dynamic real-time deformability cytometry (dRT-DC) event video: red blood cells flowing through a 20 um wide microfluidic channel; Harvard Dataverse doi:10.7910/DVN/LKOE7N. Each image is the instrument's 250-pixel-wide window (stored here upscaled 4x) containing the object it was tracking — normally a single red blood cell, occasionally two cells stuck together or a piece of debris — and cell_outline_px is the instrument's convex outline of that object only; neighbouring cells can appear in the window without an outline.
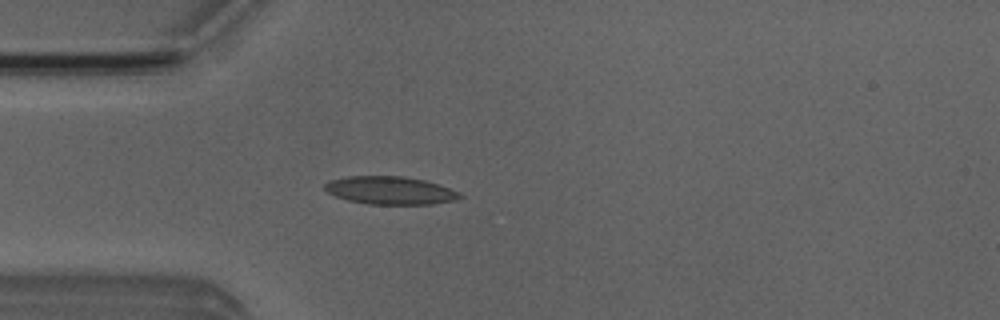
{"species": "Egyptian fruit bat (a non-hibernating species)", "species_latin": "Rousettus aegyptiacus", "temperature_condition": "room temperature", "stored_images_in_passage": 4, "camera_frame_rate_fps": 3000, "um_per_image_px": 0.085, "animal": {"sex": "male"}, "frame": {"image": 1, "passage_image": 4, "time_ms": 4.333, "image_size_px": [1000, 320], "cell_outline_px": [[464, 196], [456, 200], [432, 204], [368, 204], [348, 200], [336, 196], [328, 192], [324, 188], [324, 184], [332, 180], [348, 176], [404, 176], [424, 180], [440, 184], [460, 192]], "centroid_in_image_um": [33.21, 16.18], "position_along_channel_um": 51.8, "area_um2": 22.02}}